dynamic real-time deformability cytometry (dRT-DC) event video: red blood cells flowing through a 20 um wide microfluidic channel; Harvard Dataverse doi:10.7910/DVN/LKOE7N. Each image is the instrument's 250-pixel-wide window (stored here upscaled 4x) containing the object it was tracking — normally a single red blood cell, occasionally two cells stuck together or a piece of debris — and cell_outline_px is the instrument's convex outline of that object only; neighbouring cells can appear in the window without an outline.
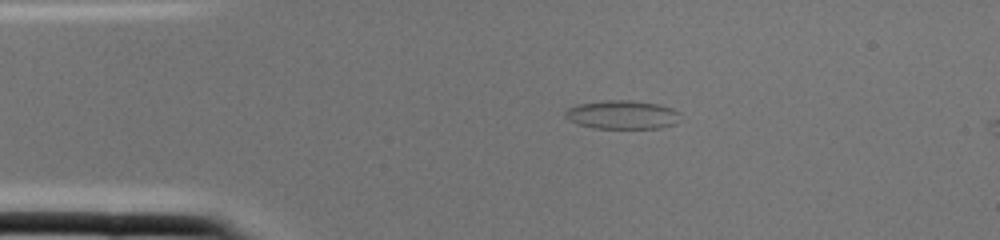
{"species": "common noctule bat (a hibernating species)", "species_latin": "Nyctalus noctula", "temperature_condition": "cold", "stored_images_in_passage": 2, "segment_of_instrument_passage": [1, 2], "camera_frame_rate_fps": 3000, "um_per_image_px": 0.085, "animal": {"sex": "female", "body_mass_g": 22.0, "forearm_length_mm": 56.7}, "frame": {"image": 1, "passage_image": 1, "time_ms": 0.0, "image_size_px": [1000, 240], "cell_outline_px": [[680, 112], [676, 124], [660, 128], [592, 128], [576, 124], [568, 120], [564, 116], [564, 112], [568, 108], [576, 104], [604, 100], [632, 100], [660, 104], [672, 108]], "centroid_in_image_um": [52.86, 9.75], "position_along_channel_um": 32.1, "area_um2": 19.54}}